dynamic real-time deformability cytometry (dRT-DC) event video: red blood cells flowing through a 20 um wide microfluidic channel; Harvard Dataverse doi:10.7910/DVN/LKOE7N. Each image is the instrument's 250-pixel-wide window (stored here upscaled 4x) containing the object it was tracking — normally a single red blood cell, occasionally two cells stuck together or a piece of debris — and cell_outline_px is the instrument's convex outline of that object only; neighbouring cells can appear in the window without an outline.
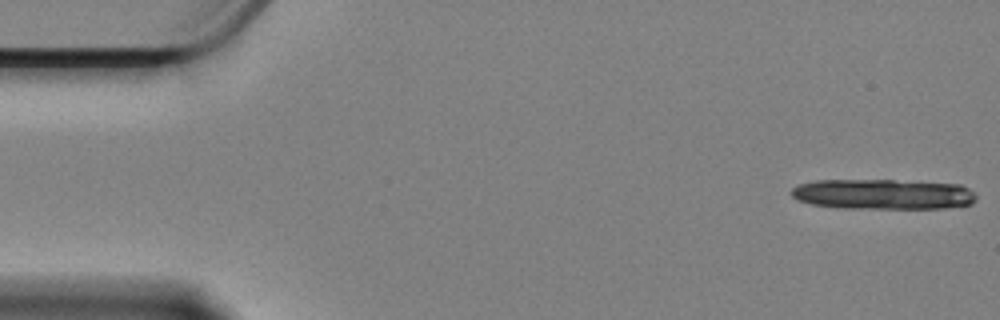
{"species": "Egyptian fruit bat (a non-hibernating species)", "species_latin": "Rousettus aegyptiacus", "temperature_condition": "cold", "stored_images_in_passage": 14, "camera_frame_rate_fps": 3000, "um_per_image_px": 0.085, "animal": {"sex": "female"}, "frame": {"image": 1, "passage_image": 1, "time_ms": 0.0, "image_size_px": [1000, 320], "cell_outline_px": [[976, 200], [972, 204], [944, 208], [836, 208], [812, 204], [796, 200], [788, 192], [792, 188], [800, 184], [816, 180], [892, 180], [960, 184], [968, 188], [976, 196]], "centroid_in_image_um": [75.02, 16.51], "position_along_channel_um": 10.0, "area_um2": 32.83}}